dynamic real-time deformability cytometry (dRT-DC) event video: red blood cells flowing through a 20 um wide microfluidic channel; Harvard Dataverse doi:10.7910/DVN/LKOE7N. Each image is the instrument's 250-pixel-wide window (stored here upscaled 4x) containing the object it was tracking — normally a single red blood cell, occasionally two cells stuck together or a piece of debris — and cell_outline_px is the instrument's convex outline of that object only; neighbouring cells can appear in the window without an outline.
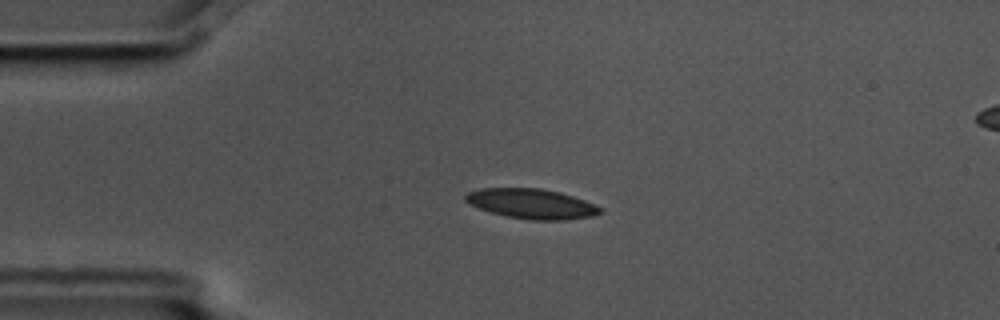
{"species": "common noctule bat (a hibernating species)", "species_latin": "Nyctalus noctula", "temperature_condition": "cold", "stored_images_in_passage": 44, "camera_frame_rate_fps": 3000, "um_per_image_px": 0.085, "animal": {"sex": "male", "body_mass_g": 17.5, "forearm_length_mm": 52.3}, "frame": {"image": 1, "passage_image": 1, "time_ms": 0.0, "image_size_px": [1000, 320], "cell_outline_px": [[604, 212], [592, 216], [564, 220], [532, 220], [504, 216], [468, 204], [464, 200], [464, 196], [468, 192], [480, 188], [540, 188], [560, 192], [584, 200], [604, 208]], "centroid_in_image_um": [45.19, 17.32], "position_along_channel_um": 39.8, "area_um2": 23.58}}
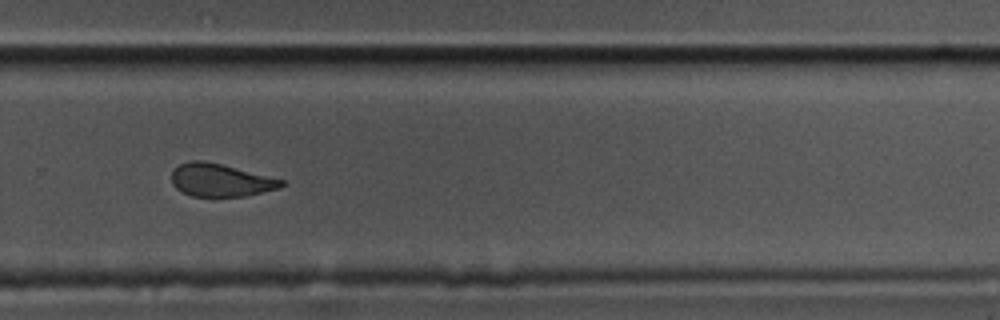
{"frame": {"image": 2, "passage_image": 26, "time_ms": 8.333, "image_size_px": [1000, 320], "cell_outline_px": [[288, 184], [280, 188], [244, 196], [192, 196], [176, 188], [172, 184], [172, 172], [180, 164], [192, 160], [204, 160], [288, 180]], "centroid_in_image_um": [18.82, 15.31], "position_along_channel_um": 311.0, "area_um2": 21.1}}
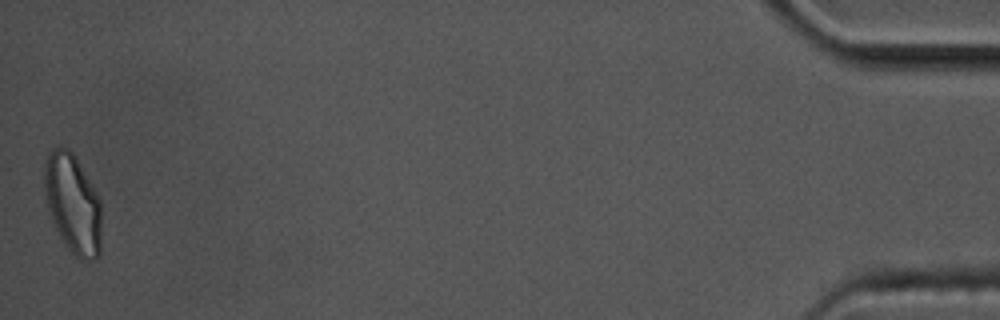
{"frame": {"image": 3, "passage_image": 44, "time_ms": 14.333, "image_size_px": [1000, 320], "cell_outline_px": [[100, 256], [96, 260], [84, 260], [76, 256], [68, 248], [56, 228], [52, 220], [44, 196], [44, 164], [48, 152], [52, 148], [60, 144], [68, 148], [72, 152], [96, 192], [100, 200]], "centroid_in_image_um": [6.16, 17.28], "position_along_channel_um": 429.0, "area_um2": 33.0}, "authors_computed_cell_mechanics": {"area_um2": 23.3801, "velocity_mm_per_s": 3.5605, "shape_relaxation_time_tau1_ms": 8.4558, "shape_relaxation_time_tau2_ms": 3.4288, "deformation_change_tau1": 0.1731, "deformation_change_tau2": 0.0952}}